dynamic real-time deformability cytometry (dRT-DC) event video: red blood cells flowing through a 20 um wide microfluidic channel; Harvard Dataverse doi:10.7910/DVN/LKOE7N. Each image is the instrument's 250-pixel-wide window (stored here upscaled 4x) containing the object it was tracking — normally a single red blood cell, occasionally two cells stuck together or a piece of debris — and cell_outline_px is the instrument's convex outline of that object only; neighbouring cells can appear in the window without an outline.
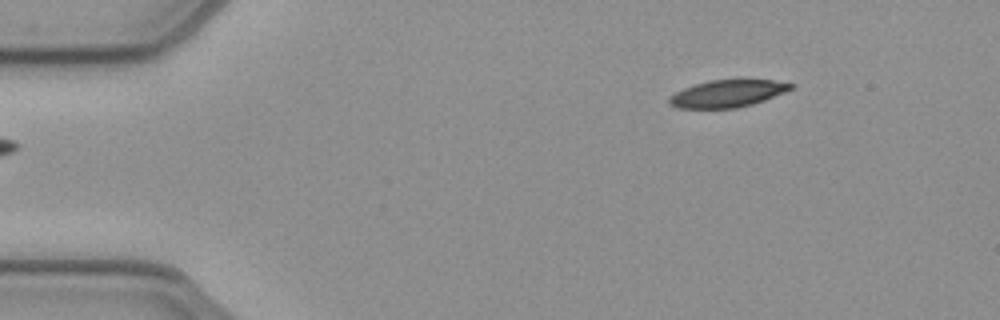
{"species": "common noctule bat (a hibernating species)", "species_latin": "Nyctalus noctula", "temperature_condition": "cold", "stored_images_in_passage": 42, "segment_of_instrument_passage": [1, 2], "camera_frame_rate_fps": 3000, "um_per_image_px": 0.085, "animal": {"sex": "female", "body_mass_g": 21.9}, "frame": {"image": 1, "passage_image": 1, "time_ms": 0.0, "image_size_px": [1000, 320], "cell_outline_px": [[792, 88], [784, 92], [764, 100], [752, 104], [736, 108], [680, 108], [668, 104], [668, 96], [684, 88], [696, 84], [712, 80], [740, 76], [772, 80], [792, 84]], "centroid_in_image_um": [61.84, 7.91], "position_along_channel_um": 23.2, "area_um2": 19.83}}
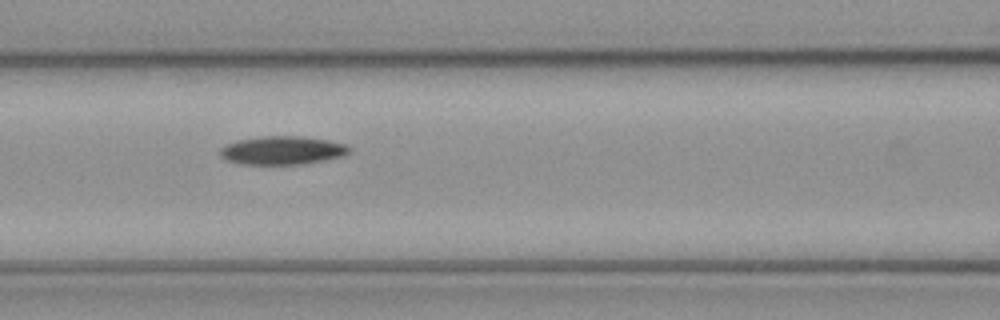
{"frame": {"image": 2, "passage_image": 16, "time_ms": 5.0, "image_size_px": [1000, 320], "cell_outline_px": [[352, 152], [344, 156], [304, 164], [240, 164], [228, 160], [220, 156], [220, 148], [228, 144], [240, 140], [260, 136], [300, 136], [328, 140], [344, 144], [352, 148]], "centroid_in_image_um": [24.05, 12.78], "position_along_channel_um": 142.6, "area_um2": 21.39}}
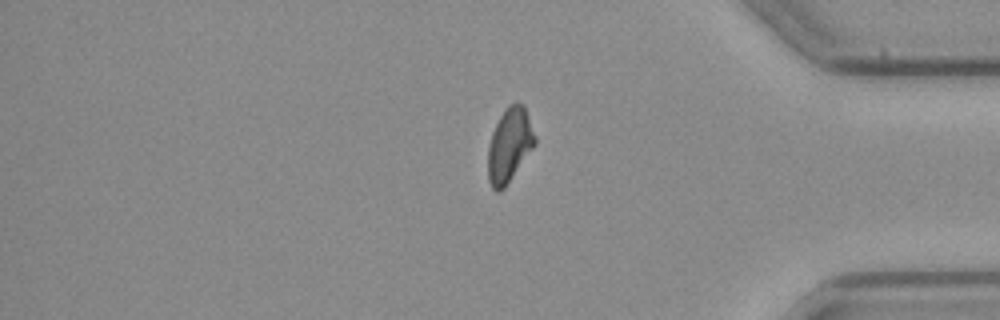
{"frame": {"image": 3, "passage_image": 37, "time_ms": 12.0, "image_size_px": [1000, 320], "cell_outline_px": [[536, 144], [504, 188], [500, 192], [496, 192], [492, 188], [488, 180], [488, 148], [492, 132], [504, 108], [508, 104], [524, 104], [536, 136]], "centroid_in_image_um": [43.31, 12.33], "position_along_channel_um": 391.9, "area_um2": 20.29}}